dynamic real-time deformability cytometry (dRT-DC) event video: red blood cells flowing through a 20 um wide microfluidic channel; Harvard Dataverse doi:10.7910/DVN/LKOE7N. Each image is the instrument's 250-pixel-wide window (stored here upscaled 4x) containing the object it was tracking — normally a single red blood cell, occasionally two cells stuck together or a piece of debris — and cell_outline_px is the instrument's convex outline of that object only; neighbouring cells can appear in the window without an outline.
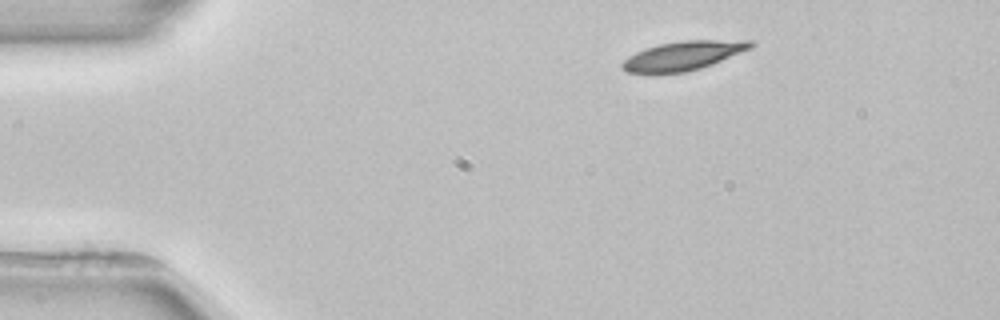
{"species": "common noctule bat (a hibernating species)", "species_latin": "Nyctalus noctula", "temperature_condition": "room temperature", "stored_images_in_passage": 2, "camera_frame_rate_fps": 3000, "um_per_image_px": 0.085, "animal": {"sex": "female", "body_mass_g": 22.7, "forearm_length_mm": 54.2}, "frame": {"image": 1, "passage_image": 1, "time_ms": 0.0, "image_size_px": [1000, 320], "cell_outline_px": [[756, 44], [752, 48], [712, 64], [700, 68], [684, 72], [656, 76], [648, 76], [628, 72], [620, 64], [628, 56], [644, 48], [660, 44], [684, 40], [752, 40]], "centroid_in_image_um": [58.03, 4.77], "position_along_channel_um": 27.0, "area_um2": 22.37}}